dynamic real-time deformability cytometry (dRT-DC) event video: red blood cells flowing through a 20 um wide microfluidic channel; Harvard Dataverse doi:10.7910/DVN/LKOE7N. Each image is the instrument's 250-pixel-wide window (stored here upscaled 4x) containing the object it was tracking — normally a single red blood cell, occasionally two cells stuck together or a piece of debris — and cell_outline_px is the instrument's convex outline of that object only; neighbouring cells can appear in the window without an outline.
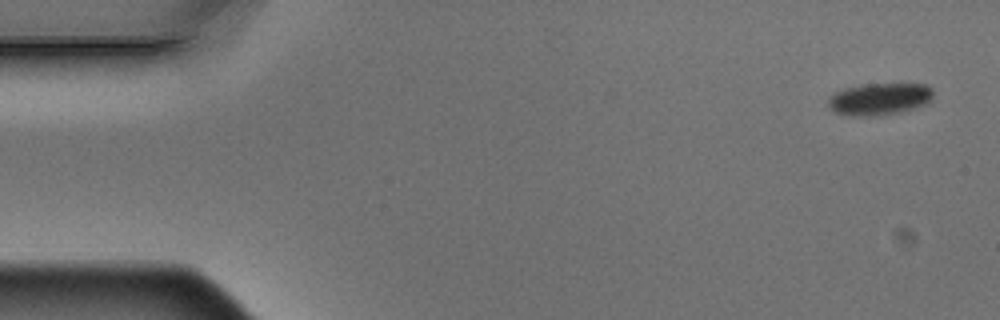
{"species": "Egyptian fruit bat (a non-hibernating species)", "species_latin": "Rousettus aegyptiacus", "temperature_condition": "warm", "stored_images_in_passage": 5, "camera_frame_rate_fps": 3000, "um_per_image_px": 0.085, "animal": {"sex": "male"}, "frame": {"image": 1, "passage_image": 1, "time_ms": 0.0, "image_size_px": [1000, 320], "cell_outline_px": [[932, 96], [924, 104], [912, 108], [896, 112], [864, 116], [856, 116], [836, 112], [828, 108], [828, 96], [844, 88], [860, 84], [928, 84], [932, 88]], "centroid_in_image_um": [74.69, 8.38], "position_along_channel_um": 10.3, "area_um2": 19.25}}
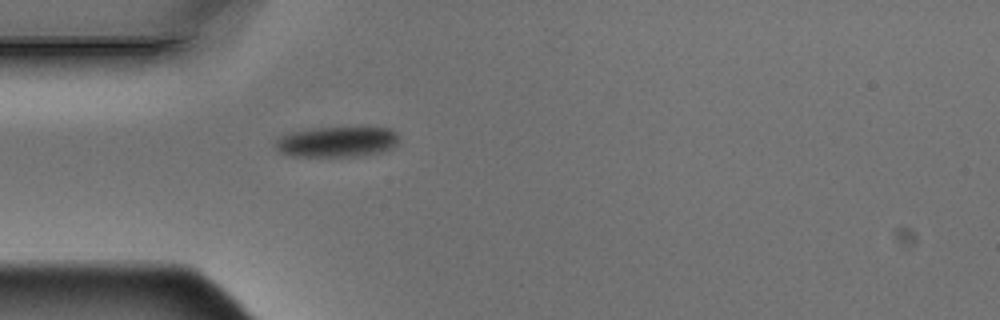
{"frame": {"image": 2, "passage_image": 5, "time_ms": 1.333, "image_size_px": [1000, 320], "cell_outline_px": [[400, 144], [392, 148], [380, 152], [356, 156], [292, 156], [280, 152], [276, 148], [276, 140], [280, 136], [292, 132], [312, 128], [360, 124], [392, 128], [400, 136]], "centroid_in_image_um": [28.77, 11.99], "position_along_channel_um": 56.2, "area_um2": 23.12}}